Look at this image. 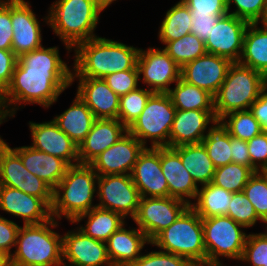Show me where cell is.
I'll return each mask as SVG.
<instances>
[{"instance_id": "obj_1", "label": "cell", "mask_w": 267, "mask_h": 266, "mask_svg": "<svg viewBox=\"0 0 267 266\" xmlns=\"http://www.w3.org/2000/svg\"><path fill=\"white\" fill-rule=\"evenodd\" d=\"M73 80L74 75L60 59L57 47L24 53L17 59L10 84L0 95L2 107L7 109L22 101L49 107Z\"/></svg>"}, {"instance_id": "obj_2", "label": "cell", "mask_w": 267, "mask_h": 266, "mask_svg": "<svg viewBox=\"0 0 267 266\" xmlns=\"http://www.w3.org/2000/svg\"><path fill=\"white\" fill-rule=\"evenodd\" d=\"M74 75L79 78H104L106 75L138 70L140 49L102 37L76 45Z\"/></svg>"}, {"instance_id": "obj_3", "label": "cell", "mask_w": 267, "mask_h": 266, "mask_svg": "<svg viewBox=\"0 0 267 266\" xmlns=\"http://www.w3.org/2000/svg\"><path fill=\"white\" fill-rule=\"evenodd\" d=\"M106 7L102 0H58L51 6L47 22L70 50L97 37L93 31Z\"/></svg>"}, {"instance_id": "obj_4", "label": "cell", "mask_w": 267, "mask_h": 266, "mask_svg": "<svg viewBox=\"0 0 267 266\" xmlns=\"http://www.w3.org/2000/svg\"><path fill=\"white\" fill-rule=\"evenodd\" d=\"M56 227L52 217L41 224L20 227L16 246L18 249L8 258L9 266H60L63 263L62 237L49 226Z\"/></svg>"}, {"instance_id": "obj_5", "label": "cell", "mask_w": 267, "mask_h": 266, "mask_svg": "<svg viewBox=\"0 0 267 266\" xmlns=\"http://www.w3.org/2000/svg\"><path fill=\"white\" fill-rule=\"evenodd\" d=\"M95 179H98V174L89 164L69 166L62 180L53 189L51 216L61 218L63 214L73 223L80 215L96 207L92 205L96 191ZM62 190L64 193L61 195Z\"/></svg>"}, {"instance_id": "obj_6", "label": "cell", "mask_w": 267, "mask_h": 266, "mask_svg": "<svg viewBox=\"0 0 267 266\" xmlns=\"http://www.w3.org/2000/svg\"><path fill=\"white\" fill-rule=\"evenodd\" d=\"M150 243L164 252L186 258L195 266L207 264L202 218L190 206Z\"/></svg>"}, {"instance_id": "obj_7", "label": "cell", "mask_w": 267, "mask_h": 266, "mask_svg": "<svg viewBox=\"0 0 267 266\" xmlns=\"http://www.w3.org/2000/svg\"><path fill=\"white\" fill-rule=\"evenodd\" d=\"M263 89L262 73L239 62H233L214 96L216 120H222L224 116L235 111L249 110Z\"/></svg>"}, {"instance_id": "obj_8", "label": "cell", "mask_w": 267, "mask_h": 266, "mask_svg": "<svg viewBox=\"0 0 267 266\" xmlns=\"http://www.w3.org/2000/svg\"><path fill=\"white\" fill-rule=\"evenodd\" d=\"M175 112L176 108L168 93L154 92L149 97L142 113L128 128V132L144 146L145 139L150 138L152 148L169 147V135Z\"/></svg>"}, {"instance_id": "obj_9", "label": "cell", "mask_w": 267, "mask_h": 266, "mask_svg": "<svg viewBox=\"0 0 267 266\" xmlns=\"http://www.w3.org/2000/svg\"><path fill=\"white\" fill-rule=\"evenodd\" d=\"M204 246L207 254V265L220 264L219 256L242 258L247 235L231 217L222 215L202 218Z\"/></svg>"}, {"instance_id": "obj_10", "label": "cell", "mask_w": 267, "mask_h": 266, "mask_svg": "<svg viewBox=\"0 0 267 266\" xmlns=\"http://www.w3.org/2000/svg\"><path fill=\"white\" fill-rule=\"evenodd\" d=\"M0 185L41 198L50 208L52 206L53 189L29 172L20 156L4 141L0 144Z\"/></svg>"}, {"instance_id": "obj_11", "label": "cell", "mask_w": 267, "mask_h": 266, "mask_svg": "<svg viewBox=\"0 0 267 266\" xmlns=\"http://www.w3.org/2000/svg\"><path fill=\"white\" fill-rule=\"evenodd\" d=\"M188 206L187 202L175 197H143L133 220L151 242L174 223Z\"/></svg>"}, {"instance_id": "obj_12", "label": "cell", "mask_w": 267, "mask_h": 266, "mask_svg": "<svg viewBox=\"0 0 267 266\" xmlns=\"http://www.w3.org/2000/svg\"><path fill=\"white\" fill-rule=\"evenodd\" d=\"M97 181L101 200L97 207L119 213L124 218L129 214L135 217L141 197L130 174L102 175Z\"/></svg>"}, {"instance_id": "obj_13", "label": "cell", "mask_w": 267, "mask_h": 266, "mask_svg": "<svg viewBox=\"0 0 267 266\" xmlns=\"http://www.w3.org/2000/svg\"><path fill=\"white\" fill-rule=\"evenodd\" d=\"M248 25L245 20L231 14L220 17L205 41L206 52L227 58L232 63L239 62Z\"/></svg>"}, {"instance_id": "obj_14", "label": "cell", "mask_w": 267, "mask_h": 266, "mask_svg": "<svg viewBox=\"0 0 267 266\" xmlns=\"http://www.w3.org/2000/svg\"><path fill=\"white\" fill-rule=\"evenodd\" d=\"M139 75L153 92L167 93L172 82L181 78V67L166 53L164 49H140L137 60Z\"/></svg>"}, {"instance_id": "obj_15", "label": "cell", "mask_w": 267, "mask_h": 266, "mask_svg": "<svg viewBox=\"0 0 267 266\" xmlns=\"http://www.w3.org/2000/svg\"><path fill=\"white\" fill-rule=\"evenodd\" d=\"M144 148L145 146L136 137L127 132L116 143L95 157L89 165L95 172L97 171L98 176L131 175L137 158Z\"/></svg>"}, {"instance_id": "obj_16", "label": "cell", "mask_w": 267, "mask_h": 266, "mask_svg": "<svg viewBox=\"0 0 267 266\" xmlns=\"http://www.w3.org/2000/svg\"><path fill=\"white\" fill-rule=\"evenodd\" d=\"M131 177L140 197H169L166 178L161 168V147L147 148L139 154Z\"/></svg>"}, {"instance_id": "obj_17", "label": "cell", "mask_w": 267, "mask_h": 266, "mask_svg": "<svg viewBox=\"0 0 267 266\" xmlns=\"http://www.w3.org/2000/svg\"><path fill=\"white\" fill-rule=\"evenodd\" d=\"M231 64L227 58L206 52L181 68V79L215 96Z\"/></svg>"}, {"instance_id": "obj_18", "label": "cell", "mask_w": 267, "mask_h": 266, "mask_svg": "<svg viewBox=\"0 0 267 266\" xmlns=\"http://www.w3.org/2000/svg\"><path fill=\"white\" fill-rule=\"evenodd\" d=\"M33 147L64 160L69 166L79 164L78 145L52 120L45 123L30 122ZM71 161H77L76 164Z\"/></svg>"}, {"instance_id": "obj_19", "label": "cell", "mask_w": 267, "mask_h": 266, "mask_svg": "<svg viewBox=\"0 0 267 266\" xmlns=\"http://www.w3.org/2000/svg\"><path fill=\"white\" fill-rule=\"evenodd\" d=\"M12 51L22 54L41 48V30L35 14L24 0H11Z\"/></svg>"}, {"instance_id": "obj_20", "label": "cell", "mask_w": 267, "mask_h": 266, "mask_svg": "<svg viewBox=\"0 0 267 266\" xmlns=\"http://www.w3.org/2000/svg\"><path fill=\"white\" fill-rule=\"evenodd\" d=\"M63 260L71 266H113L107 253L105 242L87 236L80 229L68 232L62 237Z\"/></svg>"}, {"instance_id": "obj_21", "label": "cell", "mask_w": 267, "mask_h": 266, "mask_svg": "<svg viewBox=\"0 0 267 266\" xmlns=\"http://www.w3.org/2000/svg\"><path fill=\"white\" fill-rule=\"evenodd\" d=\"M0 209L24 219V225L49 221L51 208L41 199L21 190L0 185Z\"/></svg>"}, {"instance_id": "obj_22", "label": "cell", "mask_w": 267, "mask_h": 266, "mask_svg": "<svg viewBox=\"0 0 267 266\" xmlns=\"http://www.w3.org/2000/svg\"><path fill=\"white\" fill-rule=\"evenodd\" d=\"M216 121L215 111L176 109L169 135V147L202 143L209 122Z\"/></svg>"}, {"instance_id": "obj_23", "label": "cell", "mask_w": 267, "mask_h": 266, "mask_svg": "<svg viewBox=\"0 0 267 266\" xmlns=\"http://www.w3.org/2000/svg\"><path fill=\"white\" fill-rule=\"evenodd\" d=\"M77 95L96 119H118L120 97L103 78H79Z\"/></svg>"}, {"instance_id": "obj_24", "label": "cell", "mask_w": 267, "mask_h": 266, "mask_svg": "<svg viewBox=\"0 0 267 266\" xmlns=\"http://www.w3.org/2000/svg\"><path fill=\"white\" fill-rule=\"evenodd\" d=\"M128 129L118 119H96L85 140L79 145V163L89 164L116 143Z\"/></svg>"}, {"instance_id": "obj_25", "label": "cell", "mask_w": 267, "mask_h": 266, "mask_svg": "<svg viewBox=\"0 0 267 266\" xmlns=\"http://www.w3.org/2000/svg\"><path fill=\"white\" fill-rule=\"evenodd\" d=\"M161 168L168 184L169 196L190 205L191 202L185 198H196L199 189L173 148L161 147Z\"/></svg>"}, {"instance_id": "obj_26", "label": "cell", "mask_w": 267, "mask_h": 266, "mask_svg": "<svg viewBox=\"0 0 267 266\" xmlns=\"http://www.w3.org/2000/svg\"><path fill=\"white\" fill-rule=\"evenodd\" d=\"M13 150L20 156L24 167L45 181L52 189L62 180L69 167L64 160L36 150L31 146H23Z\"/></svg>"}, {"instance_id": "obj_27", "label": "cell", "mask_w": 267, "mask_h": 266, "mask_svg": "<svg viewBox=\"0 0 267 266\" xmlns=\"http://www.w3.org/2000/svg\"><path fill=\"white\" fill-rule=\"evenodd\" d=\"M122 225L107 240V253L113 266H130L141 255L146 242L150 243L140 229L127 230Z\"/></svg>"}, {"instance_id": "obj_28", "label": "cell", "mask_w": 267, "mask_h": 266, "mask_svg": "<svg viewBox=\"0 0 267 266\" xmlns=\"http://www.w3.org/2000/svg\"><path fill=\"white\" fill-rule=\"evenodd\" d=\"M96 120L92 111L76 95L72 106L53 119L58 127L64 131L79 147L90 132Z\"/></svg>"}, {"instance_id": "obj_29", "label": "cell", "mask_w": 267, "mask_h": 266, "mask_svg": "<svg viewBox=\"0 0 267 266\" xmlns=\"http://www.w3.org/2000/svg\"><path fill=\"white\" fill-rule=\"evenodd\" d=\"M173 149L180 155L183 166L196 185L197 182L201 185L212 182L216 167L209 158L203 143L181 145Z\"/></svg>"}, {"instance_id": "obj_30", "label": "cell", "mask_w": 267, "mask_h": 266, "mask_svg": "<svg viewBox=\"0 0 267 266\" xmlns=\"http://www.w3.org/2000/svg\"><path fill=\"white\" fill-rule=\"evenodd\" d=\"M257 25L258 23H249L245 30L239 63L265 75L267 73V27L256 28Z\"/></svg>"}, {"instance_id": "obj_31", "label": "cell", "mask_w": 267, "mask_h": 266, "mask_svg": "<svg viewBox=\"0 0 267 266\" xmlns=\"http://www.w3.org/2000/svg\"><path fill=\"white\" fill-rule=\"evenodd\" d=\"M87 216L86 227H80V230L87 236L105 243L114 232L124 225V217L121 214L97 206L80 215L73 223L79 222Z\"/></svg>"}, {"instance_id": "obj_32", "label": "cell", "mask_w": 267, "mask_h": 266, "mask_svg": "<svg viewBox=\"0 0 267 266\" xmlns=\"http://www.w3.org/2000/svg\"><path fill=\"white\" fill-rule=\"evenodd\" d=\"M231 198L232 192L209 183L197 191V203L189 206L201 218L222 216L227 215Z\"/></svg>"}, {"instance_id": "obj_33", "label": "cell", "mask_w": 267, "mask_h": 266, "mask_svg": "<svg viewBox=\"0 0 267 266\" xmlns=\"http://www.w3.org/2000/svg\"><path fill=\"white\" fill-rule=\"evenodd\" d=\"M176 87L167 93L176 109L180 110H214V96L204 89L186 83L181 78Z\"/></svg>"}, {"instance_id": "obj_34", "label": "cell", "mask_w": 267, "mask_h": 266, "mask_svg": "<svg viewBox=\"0 0 267 266\" xmlns=\"http://www.w3.org/2000/svg\"><path fill=\"white\" fill-rule=\"evenodd\" d=\"M213 124L217 126L215 125L208 130L202 143L209 158L217 168L232 163L231 136L222 120H216Z\"/></svg>"}, {"instance_id": "obj_35", "label": "cell", "mask_w": 267, "mask_h": 266, "mask_svg": "<svg viewBox=\"0 0 267 266\" xmlns=\"http://www.w3.org/2000/svg\"><path fill=\"white\" fill-rule=\"evenodd\" d=\"M191 19L189 7L182 0L179 1L167 11L162 21L159 31L160 40L166 44L189 34L192 26Z\"/></svg>"}, {"instance_id": "obj_36", "label": "cell", "mask_w": 267, "mask_h": 266, "mask_svg": "<svg viewBox=\"0 0 267 266\" xmlns=\"http://www.w3.org/2000/svg\"><path fill=\"white\" fill-rule=\"evenodd\" d=\"M164 50L182 68L206 53L205 43L195 34H187L182 38L169 41Z\"/></svg>"}, {"instance_id": "obj_37", "label": "cell", "mask_w": 267, "mask_h": 266, "mask_svg": "<svg viewBox=\"0 0 267 266\" xmlns=\"http://www.w3.org/2000/svg\"><path fill=\"white\" fill-rule=\"evenodd\" d=\"M253 174L247 166L230 163L216 168L211 183L232 193L241 192Z\"/></svg>"}, {"instance_id": "obj_38", "label": "cell", "mask_w": 267, "mask_h": 266, "mask_svg": "<svg viewBox=\"0 0 267 266\" xmlns=\"http://www.w3.org/2000/svg\"><path fill=\"white\" fill-rule=\"evenodd\" d=\"M227 117L229 120L225 122ZM222 121L227 126L230 136L243 141H249L263 131L250 110L229 113Z\"/></svg>"}, {"instance_id": "obj_39", "label": "cell", "mask_w": 267, "mask_h": 266, "mask_svg": "<svg viewBox=\"0 0 267 266\" xmlns=\"http://www.w3.org/2000/svg\"><path fill=\"white\" fill-rule=\"evenodd\" d=\"M154 92L139 89L120 96L118 120L128 129L139 117Z\"/></svg>"}, {"instance_id": "obj_40", "label": "cell", "mask_w": 267, "mask_h": 266, "mask_svg": "<svg viewBox=\"0 0 267 266\" xmlns=\"http://www.w3.org/2000/svg\"><path fill=\"white\" fill-rule=\"evenodd\" d=\"M243 192L254 206L257 216L264 222L267 219V172H255Z\"/></svg>"}, {"instance_id": "obj_41", "label": "cell", "mask_w": 267, "mask_h": 266, "mask_svg": "<svg viewBox=\"0 0 267 266\" xmlns=\"http://www.w3.org/2000/svg\"><path fill=\"white\" fill-rule=\"evenodd\" d=\"M226 216L231 217L236 223L243 225L245 228L253 226L257 220H261L243 191L232 193Z\"/></svg>"}, {"instance_id": "obj_42", "label": "cell", "mask_w": 267, "mask_h": 266, "mask_svg": "<svg viewBox=\"0 0 267 266\" xmlns=\"http://www.w3.org/2000/svg\"><path fill=\"white\" fill-rule=\"evenodd\" d=\"M241 260L253 266H267V233L247 236Z\"/></svg>"}, {"instance_id": "obj_43", "label": "cell", "mask_w": 267, "mask_h": 266, "mask_svg": "<svg viewBox=\"0 0 267 266\" xmlns=\"http://www.w3.org/2000/svg\"><path fill=\"white\" fill-rule=\"evenodd\" d=\"M138 70H125L106 75L103 80L120 97L137 89Z\"/></svg>"}, {"instance_id": "obj_44", "label": "cell", "mask_w": 267, "mask_h": 266, "mask_svg": "<svg viewBox=\"0 0 267 266\" xmlns=\"http://www.w3.org/2000/svg\"><path fill=\"white\" fill-rule=\"evenodd\" d=\"M267 0H227L228 14L234 15L248 23H258L263 17ZM234 2L237 10L229 13L230 5Z\"/></svg>"}, {"instance_id": "obj_45", "label": "cell", "mask_w": 267, "mask_h": 266, "mask_svg": "<svg viewBox=\"0 0 267 266\" xmlns=\"http://www.w3.org/2000/svg\"><path fill=\"white\" fill-rule=\"evenodd\" d=\"M130 266H195L189 260L179 255L164 251L141 255Z\"/></svg>"}, {"instance_id": "obj_46", "label": "cell", "mask_w": 267, "mask_h": 266, "mask_svg": "<svg viewBox=\"0 0 267 266\" xmlns=\"http://www.w3.org/2000/svg\"><path fill=\"white\" fill-rule=\"evenodd\" d=\"M247 146L251 159V170L254 173L258 171L267 172V131H262L259 135L247 141ZM258 161L261 162V168L257 165Z\"/></svg>"}, {"instance_id": "obj_47", "label": "cell", "mask_w": 267, "mask_h": 266, "mask_svg": "<svg viewBox=\"0 0 267 266\" xmlns=\"http://www.w3.org/2000/svg\"><path fill=\"white\" fill-rule=\"evenodd\" d=\"M11 0H0V49L12 50Z\"/></svg>"}, {"instance_id": "obj_48", "label": "cell", "mask_w": 267, "mask_h": 266, "mask_svg": "<svg viewBox=\"0 0 267 266\" xmlns=\"http://www.w3.org/2000/svg\"><path fill=\"white\" fill-rule=\"evenodd\" d=\"M192 26L190 33L195 34L204 43L209 38L213 26L217 23L220 17L226 14H191Z\"/></svg>"}, {"instance_id": "obj_49", "label": "cell", "mask_w": 267, "mask_h": 266, "mask_svg": "<svg viewBox=\"0 0 267 266\" xmlns=\"http://www.w3.org/2000/svg\"><path fill=\"white\" fill-rule=\"evenodd\" d=\"M19 229L13 221L0 217V252L7 258L11 255V247L16 246Z\"/></svg>"}, {"instance_id": "obj_50", "label": "cell", "mask_w": 267, "mask_h": 266, "mask_svg": "<svg viewBox=\"0 0 267 266\" xmlns=\"http://www.w3.org/2000/svg\"><path fill=\"white\" fill-rule=\"evenodd\" d=\"M191 14H228L227 0H182Z\"/></svg>"}, {"instance_id": "obj_51", "label": "cell", "mask_w": 267, "mask_h": 266, "mask_svg": "<svg viewBox=\"0 0 267 266\" xmlns=\"http://www.w3.org/2000/svg\"><path fill=\"white\" fill-rule=\"evenodd\" d=\"M17 59L12 50L0 49V95L11 82Z\"/></svg>"}, {"instance_id": "obj_52", "label": "cell", "mask_w": 267, "mask_h": 266, "mask_svg": "<svg viewBox=\"0 0 267 266\" xmlns=\"http://www.w3.org/2000/svg\"><path fill=\"white\" fill-rule=\"evenodd\" d=\"M267 89H263L249 110L259 122L261 129L267 131Z\"/></svg>"}, {"instance_id": "obj_53", "label": "cell", "mask_w": 267, "mask_h": 266, "mask_svg": "<svg viewBox=\"0 0 267 266\" xmlns=\"http://www.w3.org/2000/svg\"><path fill=\"white\" fill-rule=\"evenodd\" d=\"M232 163L247 166L251 169V159L248 153L247 141L231 136Z\"/></svg>"}, {"instance_id": "obj_54", "label": "cell", "mask_w": 267, "mask_h": 266, "mask_svg": "<svg viewBox=\"0 0 267 266\" xmlns=\"http://www.w3.org/2000/svg\"><path fill=\"white\" fill-rule=\"evenodd\" d=\"M14 112H15V108H12L11 111L2 109V103L0 100V124L3 122L2 120H4L7 116H13L15 114ZM2 142H3V139H1V137H0V144Z\"/></svg>"}, {"instance_id": "obj_55", "label": "cell", "mask_w": 267, "mask_h": 266, "mask_svg": "<svg viewBox=\"0 0 267 266\" xmlns=\"http://www.w3.org/2000/svg\"><path fill=\"white\" fill-rule=\"evenodd\" d=\"M0 266H9L8 258L0 252Z\"/></svg>"}, {"instance_id": "obj_56", "label": "cell", "mask_w": 267, "mask_h": 266, "mask_svg": "<svg viewBox=\"0 0 267 266\" xmlns=\"http://www.w3.org/2000/svg\"><path fill=\"white\" fill-rule=\"evenodd\" d=\"M261 23H263V25L267 27V1L263 17L261 18Z\"/></svg>"}, {"instance_id": "obj_57", "label": "cell", "mask_w": 267, "mask_h": 266, "mask_svg": "<svg viewBox=\"0 0 267 266\" xmlns=\"http://www.w3.org/2000/svg\"><path fill=\"white\" fill-rule=\"evenodd\" d=\"M264 88L267 89V73L264 75Z\"/></svg>"}, {"instance_id": "obj_58", "label": "cell", "mask_w": 267, "mask_h": 266, "mask_svg": "<svg viewBox=\"0 0 267 266\" xmlns=\"http://www.w3.org/2000/svg\"><path fill=\"white\" fill-rule=\"evenodd\" d=\"M107 6H109L115 0H102Z\"/></svg>"}, {"instance_id": "obj_59", "label": "cell", "mask_w": 267, "mask_h": 266, "mask_svg": "<svg viewBox=\"0 0 267 266\" xmlns=\"http://www.w3.org/2000/svg\"><path fill=\"white\" fill-rule=\"evenodd\" d=\"M204 266H222V264L221 263L220 264H209V265L205 264Z\"/></svg>"}]
</instances>
